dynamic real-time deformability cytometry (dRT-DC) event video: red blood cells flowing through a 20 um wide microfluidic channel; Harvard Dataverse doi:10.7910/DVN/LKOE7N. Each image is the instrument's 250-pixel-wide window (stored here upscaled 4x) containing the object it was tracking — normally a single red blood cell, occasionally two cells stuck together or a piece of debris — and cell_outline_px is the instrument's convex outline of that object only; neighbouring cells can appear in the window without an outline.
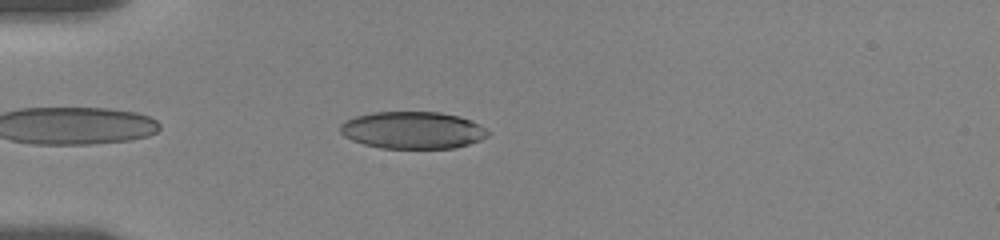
{"species": "human", "species_latin": "Homo sapiens", "temperature_condition": "room temperature", "stored_images_in_passage": 42, "camera_frame_rate_fps": 3000, "um_per_image_px": 0.085, "donor": {"sex": "female"}, "frame": {"image": 1, "passage_image": 4, "time_ms": 1.0, "image_size_px": [1000, 240], "cell_outline_px": [[492, 132], [488, 136], [480, 140], [456, 148], [380, 148], [364, 144], [352, 140], [344, 136], [340, 132], [340, 124], [344, 120], [356, 116], [372, 112], [440, 112], [460, 116], [472, 120], [480, 124]], "centroid_in_image_um": [35.1, 11.06], "position_along_channel_um": 49.9, "area_um2": 32.31}}
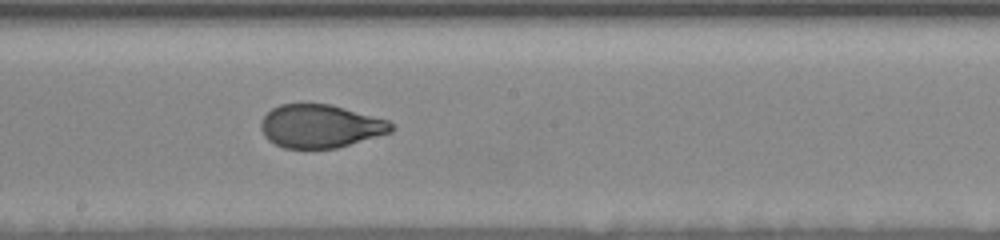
{"frame": {"image": 2, "passage_image": 20, "time_ms": 6.333, "image_size_px": [1000, 240], "cell_outline_px": [[396, 128], [392, 132], [336, 148], [284, 148], [268, 140], [264, 136], [260, 128], [260, 124], [264, 116], [272, 108], [280, 104], [328, 104], [344, 108], [388, 120]], "centroid_in_image_um": [27.22, 10.73], "position_along_channel_um": 221.0, "area_um2": 32.66}}
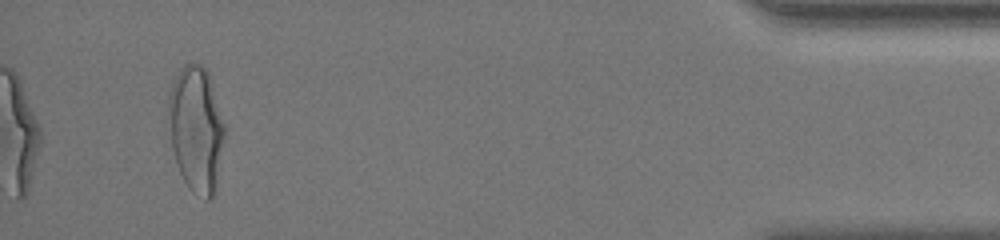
{"frame": {"image": 3, "passage_image": 42, "time_ms": 13.667, "image_size_px": [1000, 240], "cell_outline_px": [[224, 136], [216, 192], [212, 200], [204, 200], [192, 192], [188, 188], [176, 164], [172, 148], [168, 112], [168, 96], [172, 84], [180, 68], [184, 64], [200, 64], [208, 72], [224, 124]], "centroid_in_image_um": [16.67, 11.03], "position_along_channel_um": 418.5, "area_um2": 41.15}, "authors_computed_cell_mechanics": {"area_um2": 34.1598, "velocity_mm_per_s": 3.5327, "shape_relaxation_time_tau1_ms": 4.6108, "shape_relaxation_time_tau2_ms": 0.9567, "deformation_change_tau1": 0.181, "deformation_change_tau2": 0.0572}}